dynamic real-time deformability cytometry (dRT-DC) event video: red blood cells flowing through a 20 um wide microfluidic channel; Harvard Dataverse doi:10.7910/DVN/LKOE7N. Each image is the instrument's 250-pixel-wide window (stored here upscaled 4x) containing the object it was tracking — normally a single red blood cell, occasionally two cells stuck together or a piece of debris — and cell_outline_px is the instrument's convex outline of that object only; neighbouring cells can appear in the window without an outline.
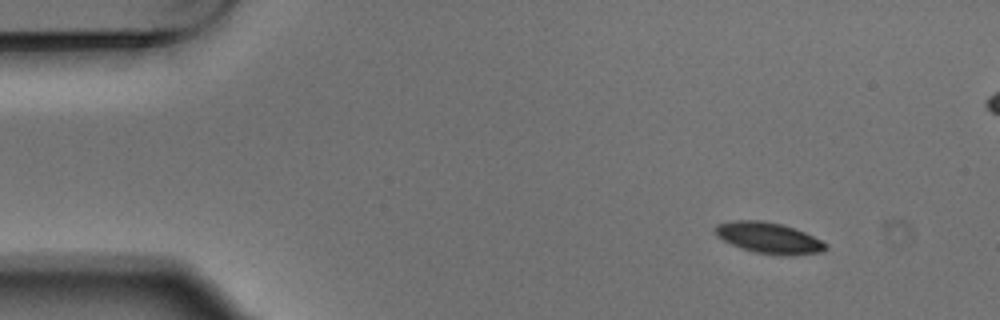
{"species": "Egyptian fruit bat (a non-hibernating species)", "species_latin": "Rousettus aegyptiacus", "temperature_condition": "warm", "stored_images_in_passage": 4, "segment_of_instrument_passage": [1, 2], "camera_frame_rate_fps": 3000, "um_per_image_px": 0.085, "animal": {"sex": "male"}, "frame": {"image": 1, "passage_image": 1, "time_ms": 0.0, "image_size_px": [1000, 320], "cell_outline_px": [[828, 248], [824, 252], [792, 256], [776, 256], [756, 252], [740, 248], [716, 236], [712, 232], [712, 228], [716, 224], [736, 220], [760, 220], [780, 224], [804, 232], [828, 244]], "centroid_in_image_um": [65.33, 20.24], "position_along_channel_um": 19.7, "area_um2": 20.23}}